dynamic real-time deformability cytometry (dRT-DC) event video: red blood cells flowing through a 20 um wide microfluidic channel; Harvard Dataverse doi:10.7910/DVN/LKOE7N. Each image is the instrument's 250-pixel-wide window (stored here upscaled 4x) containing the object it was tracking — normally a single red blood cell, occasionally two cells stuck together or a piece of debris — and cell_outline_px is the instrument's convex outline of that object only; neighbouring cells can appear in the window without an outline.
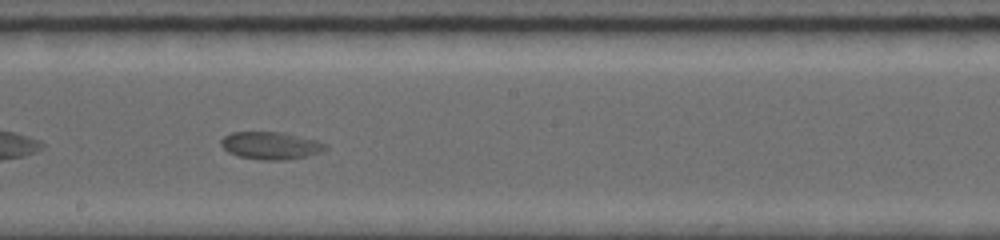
{"species": "common noctule bat (a hibernating species)", "species_latin": "Nyctalus noctula", "temperature_condition": "room temperature", "stored_images_in_passage": 44, "camera_frame_rate_fps": 5000, "um_per_image_px": 0.085, "animal": {"sex": "female", "body_mass_g": 19.0, "forearm_length_mm": 56.7}, "frame": {"image": 1, "passage_image": 19, "time_ms": 5.2, "image_size_px": [1000, 240], "cell_outline_px": [[328, 148], [304, 156], [284, 160], [260, 160], [236, 156], [228, 152], [220, 144], [220, 140], [224, 136], [232, 132], [280, 132], [316, 140], [328, 144]], "centroid_in_image_um": [22.95, 12.37], "position_along_channel_um": 225.2, "area_um2": 16.59}}